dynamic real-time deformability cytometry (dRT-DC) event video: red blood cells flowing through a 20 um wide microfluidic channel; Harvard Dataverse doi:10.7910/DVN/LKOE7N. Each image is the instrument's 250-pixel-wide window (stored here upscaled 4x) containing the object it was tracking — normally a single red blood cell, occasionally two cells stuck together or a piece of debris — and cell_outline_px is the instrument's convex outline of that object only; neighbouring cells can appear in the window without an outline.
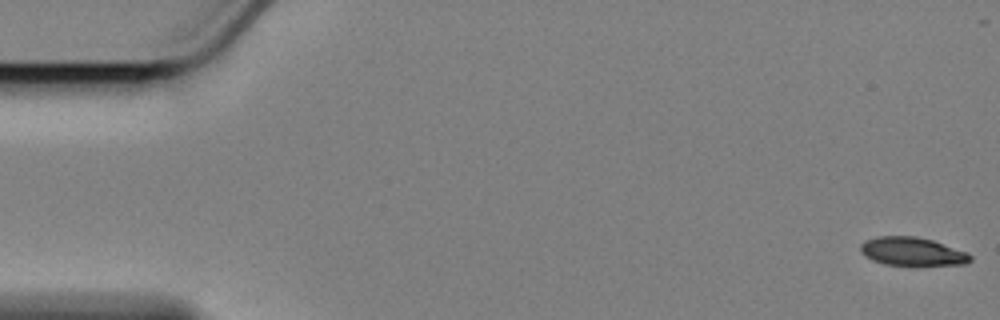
{"species": "Egyptian fruit bat (a non-hibernating species)", "species_latin": "Rousettus aegyptiacus", "temperature_condition": "cold", "stored_images_in_passage": 58, "camera_frame_rate_fps": 3000, "um_per_image_px": 0.085, "animal": {"sex": "female"}, "frame": {"image": 1, "passage_image": 1, "time_ms": 0.0, "image_size_px": [1000, 320], "cell_outline_px": [[972, 260], [964, 264], [884, 264], [872, 260], [860, 252], [860, 244], [876, 236], [916, 236], [932, 240], [968, 252], [972, 256]], "centroid_in_image_um": [77.53, 21.36], "position_along_channel_um": 7.5, "area_um2": 17.86}}
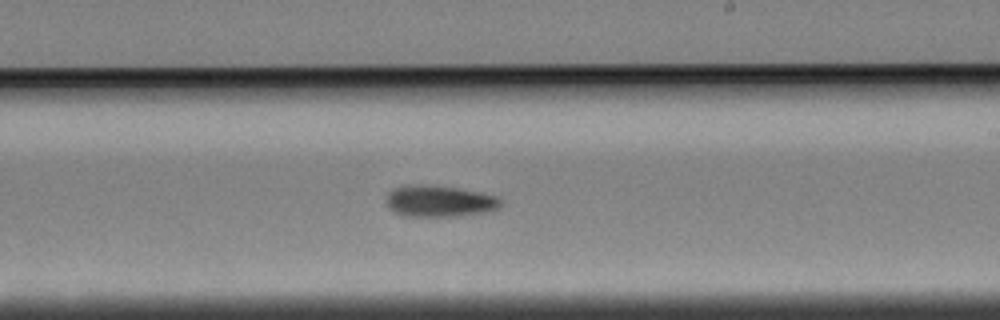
{"frame": {"image": 2, "passage_image": 34, "time_ms": 11.0, "image_size_px": [1000, 320], "cell_outline_px": [[500, 208], [492, 212], [456, 216], [404, 216], [388, 208], [388, 192], [392, 188], [408, 184], [420, 184], [456, 188], [480, 192], [496, 196], [500, 200]], "centroid_in_image_um": [37.36, 17.1], "position_along_channel_um": 251.6, "area_um2": 21.04}}
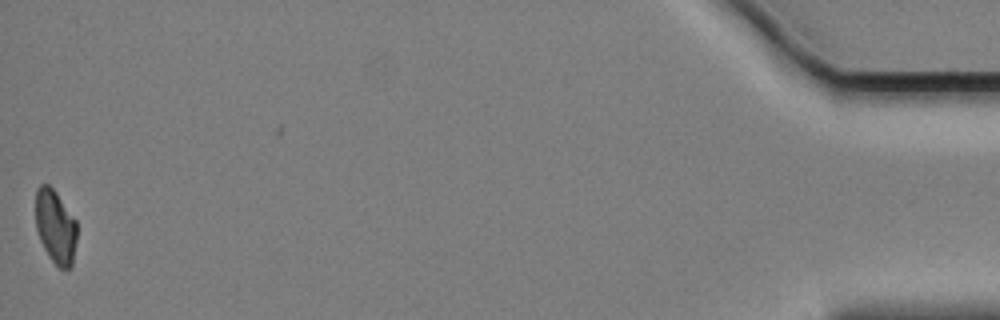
{"frame": {"image": 3, "passage_image": 58, "time_ms": 19.0, "image_size_px": [1000, 320], "cell_outline_px": [[76, 240], [72, 268], [60, 268], [48, 256], [40, 240], [36, 228], [36, 188], [40, 184], [48, 184], [56, 192], [76, 220]], "centroid_in_image_um": [4.71, 19.27], "position_along_channel_um": 430.5, "area_um2": 17.74}, "authors_computed_cell_mechanics": {"area_um2": 19.8832, "velocity_mm_per_s": 3.4292, "shape_relaxation_time_tau1_ms": 5.7662, "shape_relaxation_time_tau2_ms": null, "deformation_change_tau1": 0.1272, "deformation_change_tau2": null}}